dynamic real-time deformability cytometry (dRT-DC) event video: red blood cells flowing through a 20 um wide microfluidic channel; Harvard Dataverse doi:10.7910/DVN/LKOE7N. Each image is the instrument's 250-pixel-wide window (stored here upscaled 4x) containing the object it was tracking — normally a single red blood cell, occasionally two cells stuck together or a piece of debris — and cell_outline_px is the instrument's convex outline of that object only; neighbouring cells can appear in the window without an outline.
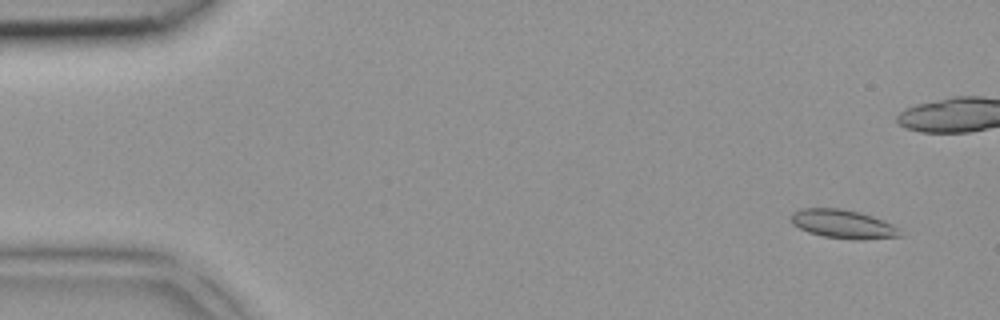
{"species": "common noctule bat (a hibernating species)", "species_latin": "Nyctalus noctula", "temperature_condition": "room temperature", "stored_images_in_passage": 6, "camera_frame_rate_fps": 3000, "um_per_image_px": 0.085, "animal": {"sex": "female", "body_mass_g": 18.4}, "frame": {"image": 1, "passage_image": 1, "time_ms": 0.0, "image_size_px": [1000, 320], "cell_outline_px": [[904, 236], [860, 240], [856, 240], [824, 236], [808, 232], [792, 224], [792, 212], [800, 208], [840, 208], [860, 212], [872, 216], [892, 224]], "centroid_in_image_um": [71.65, 19.04], "position_along_channel_um": 13.4, "area_um2": 18.15}}